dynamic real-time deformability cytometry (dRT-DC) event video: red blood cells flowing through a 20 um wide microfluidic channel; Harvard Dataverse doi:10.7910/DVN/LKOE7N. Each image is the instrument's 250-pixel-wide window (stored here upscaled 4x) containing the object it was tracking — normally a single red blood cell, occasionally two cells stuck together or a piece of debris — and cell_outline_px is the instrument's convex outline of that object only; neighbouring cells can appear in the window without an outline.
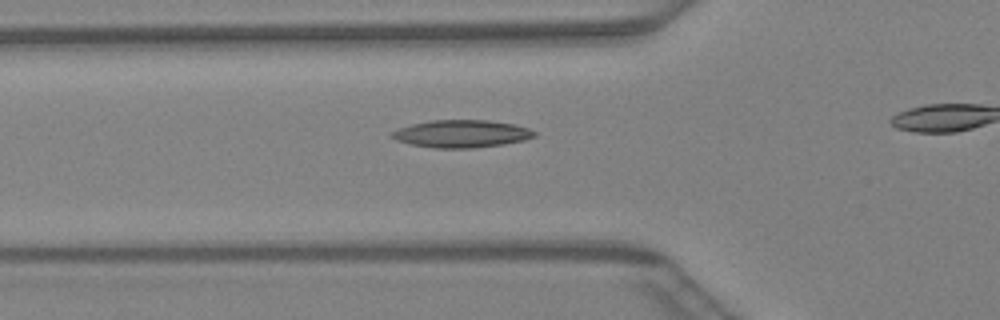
{"species": "Egyptian fruit bat (a non-hibernating species)", "species_latin": "Rousettus aegyptiacus", "temperature_condition": "warm", "stored_images_in_passage": 23, "camera_frame_rate_fps": 3000, "um_per_image_px": 0.085, "animal": {"sex": "female"}, "frame": {"image": 1, "passage_image": 2, "time_ms": 0.333, "image_size_px": [1000, 320], "cell_outline_px": [[536, 136], [524, 140], [500, 144], [472, 148], [436, 148], [412, 144], [396, 140], [388, 136], [396, 128], [412, 124], [432, 120], [488, 120], [516, 124], [528, 128], [536, 132]], "centroid_in_image_um": [39.21, 11.36], "position_along_channel_um": 86.6, "area_um2": 22.83}}
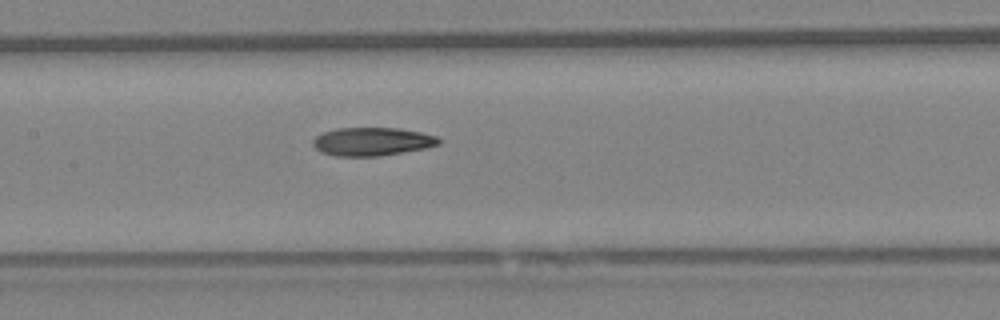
{"frame": {"image": 2, "passage_image": 8, "time_ms": 2.333, "image_size_px": [1000, 320], "cell_outline_px": [[440, 144], [424, 148], [380, 156], [336, 156], [320, 152], [312, 144], [312, 140], [316, 136], [324, 132], [336, 128], [400, 128], [420, 132], [436, 136], [440, 140]], "centroid_in_image_um": [31.6, 12.03], "position_along_channel_um": 175.8, "area_um2": 20.69}}
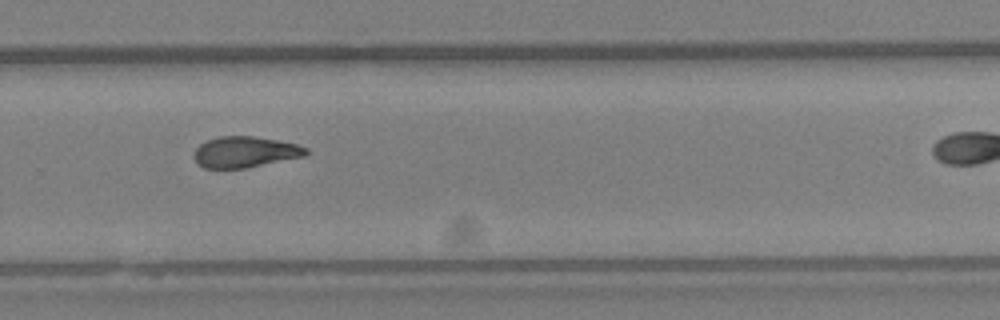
{"frame": {"image": 3, "passage_image": 17, "time_ms": 5.333, "image_size_px": [1000, 320], "cell_outline_px": [[308, 152], [304, 156], [244, 168], [204, 168], [192, 156], [196, 148], [200, 144], [208, 140], [220, 136], [252, 136], [276, 140], [296, 144], [308, 148]], "centroid_in_image_um": [20.81, 12.91], "position_along_channel_um": 309.0, "area_um2": 19.94}}